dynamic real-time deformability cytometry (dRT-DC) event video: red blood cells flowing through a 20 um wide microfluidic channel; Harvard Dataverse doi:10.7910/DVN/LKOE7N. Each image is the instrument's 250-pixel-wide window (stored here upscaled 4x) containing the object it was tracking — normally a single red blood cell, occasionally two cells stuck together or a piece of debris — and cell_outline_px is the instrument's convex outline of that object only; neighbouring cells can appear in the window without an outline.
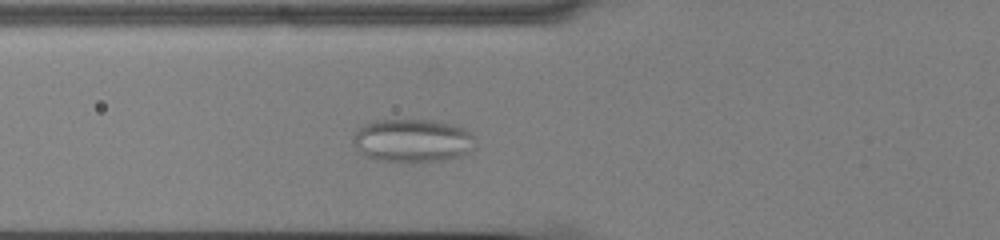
{"species": "common noctule bat (a hibernating species)", "species_latin": "Nyctalus noctula", "temperature_condition": "cold", "stored_images_in_passage": 46, "camera_frame_rate_fps": 3000, "um_per_image_px": 0.085, "animal": {"sex": "male", "body_mass_g": 13.0, "forearm_length_mm": 53.1}, "frame": {"image": 1, "passage_image": 11, "time_ms": 3.333, "image_size_px": [1000, 240], "cell_outline_px": [[476, 148], [460, 156], [444, 160], [412, 164], [376, 160], [364, 156], [352, 144], [352, 140], [356, 132], [364, 124], [376, 120], [432, 120], [464, 128], [476, 136]], "centroid_in_image_um": [35.08, 11.99], "position_along_channel_um": 90.7, "area_um2": 31.56}}
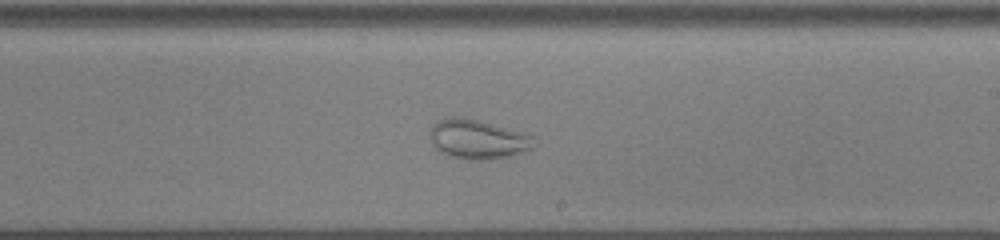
{"frame": {"image": 2, "passage_image": 24, "time_ms": 7.667, "image_size_px": [1000, 240], "cell_outline_px": [[532, 148], [508, 156], [488, 160], [468, 160], [452, 156], [440, 152], [432, 144], [428, 132], [436, 120], [444, 116], [464, 116], [480, 120], [524, 132], [532, 136]], "centroid_in_image_um": [40.52, 11.8], "position_along_channel_um": 248.5, "area_um2": 24.16}}
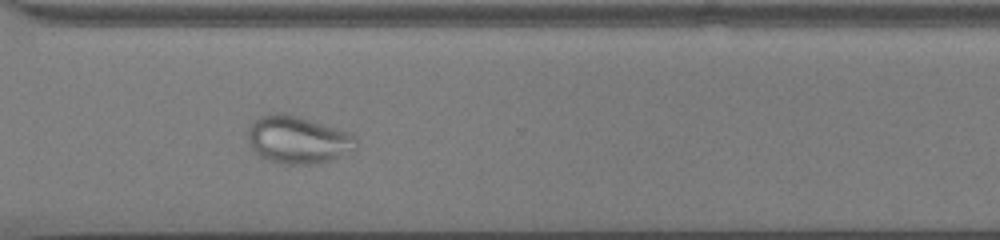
{"frame": {"image": 3, "passage_image": 32, "time_ms": 10.333, "image_size_px": [1000, 240], "cell_outline_px": [[356, 148], [332, 160], [316, 164], [288, 164], [268, 160], [260, 156], [248, 144], [248, 128], [260, 116], [276, 112], [300, 116], [352, 132], [356, 136]], "centroid_in_image_um": [25.35, 11.87], "position_along_channel_um": 345.3, "area_um2": 30.17}}